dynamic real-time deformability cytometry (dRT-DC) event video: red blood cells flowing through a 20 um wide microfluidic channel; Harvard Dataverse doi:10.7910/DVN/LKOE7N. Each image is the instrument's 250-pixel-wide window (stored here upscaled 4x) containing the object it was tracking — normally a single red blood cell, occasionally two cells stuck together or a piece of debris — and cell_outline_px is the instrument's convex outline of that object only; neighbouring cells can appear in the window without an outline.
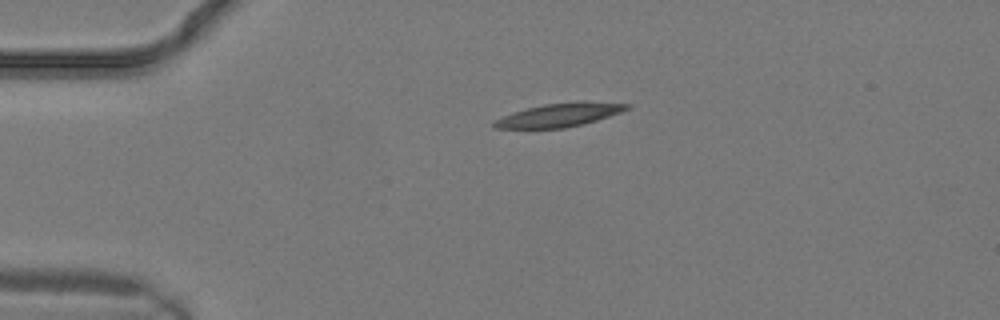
{"species": "common noctule bat (a hibernating species)", "species_latin": "Nyctalus noctula", "temperature_condition": "warm", "stored_images_in_passage": 8, "camera_frame_rate_fps": 3000, "um_per_image_px": 0.085, "animal": {"sex": "male", "body_mass_g": 19.2, "forearm_length_mm": 51.8}, "frame": {"image": 1, "passage_image": 1, "time_ms": 0.0, "image_size_px": [1000, 320], "cell_outline_px": [[632, 108], [584, 124], [564, 128], [496, 128], [492, 124], [492, 120], [512, 112], [544, 104], [580, 100], [632, 104]], "centroid_in_image_um": [47.58, 9.75], "position_along_channel_um": 37.4, "area_um2": 18.38}}
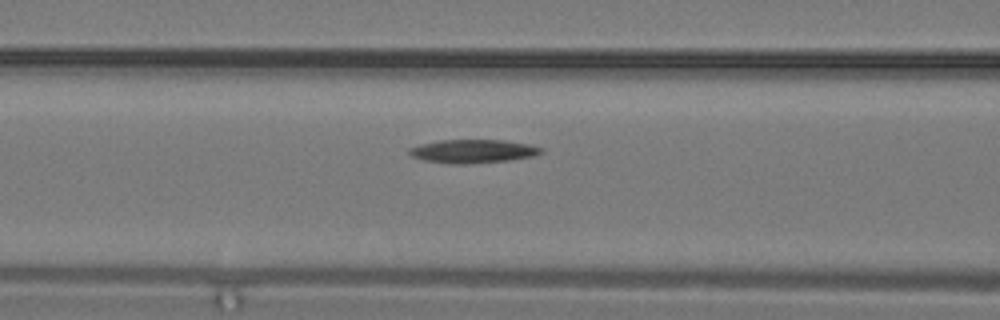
{"frame": {"image": 2, "passage_image": 6, "time_ms": 1.667, "image_size_px": [1000, 320], "cell_outline_px": [[544, 152], [536, 156], [508, 160], [468, 164], [448, 164], [424, 160], [412, 156], [408, 152], [408, 148], [420, 144], [440, 140], [504, 140], [528, 144], [544, 148]], "centroid_in_image_um": [40.22, 12.86], "position_along_channel_um": 126.4, "area_um2": 18.21}}
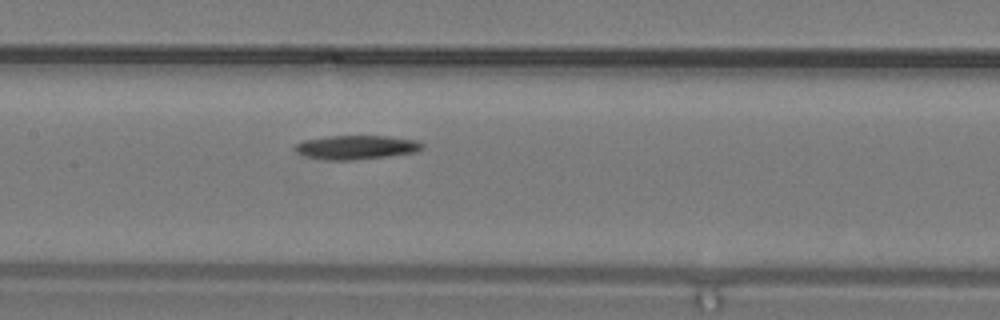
{"frame": {"image": 3, "passage_image": 8, "time_ms": 2.333, "image_size_px": [1000, 320], "cell_outline_px": [[424, 148], [416, 152], [388, 156], [356, 160], [328, 160], [308, 156], [296, 152], [296, 144], [304, 140], [328, 136], [388, 136], [416, 140], [424, 144]], "centroid_in_image_um": [30.34, 12.52], "position_along_channel_um": 177.1, "area_um2": 17.69}}